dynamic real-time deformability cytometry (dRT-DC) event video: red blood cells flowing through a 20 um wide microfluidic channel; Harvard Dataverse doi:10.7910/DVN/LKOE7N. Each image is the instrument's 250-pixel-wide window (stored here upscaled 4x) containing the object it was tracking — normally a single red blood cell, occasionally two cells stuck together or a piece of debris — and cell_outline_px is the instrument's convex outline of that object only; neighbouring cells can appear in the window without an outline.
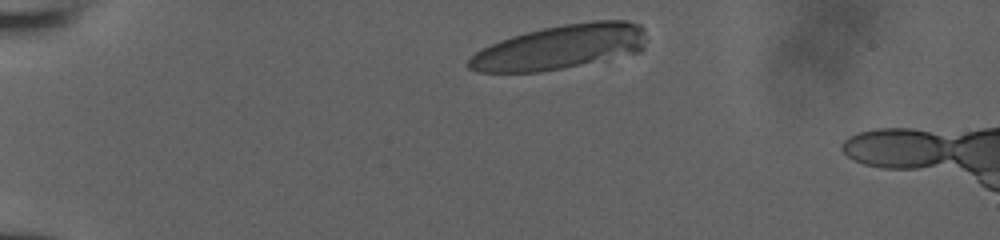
{"species": "human", "species_latin": "Homo sapiens", "temperature_condition": "room temperature", "stored_images_in_passage": 10, "camera_frame_rate_fps": 3000, "um_per_image_px": 0.085, "donor": {"sex": "male"}, "frame": {"image": 1, "passage_image": 1, "time_ms": 0.0, "image_size_px": [1000, 240], "cell_outline_px": [[644, 48], [640, 52], [540, 72], [480, 72], [468, 68], [468, 60], [476, 52], [500, 40], [512, 36], [544, 28], [564, 24], [592, 20], [628, 20], [640, 24], [644, 28]], "centroid_in_image_um": [47.65, 3.98], "position_along_channel_um": 37.4, "area_um2": 45.55}}